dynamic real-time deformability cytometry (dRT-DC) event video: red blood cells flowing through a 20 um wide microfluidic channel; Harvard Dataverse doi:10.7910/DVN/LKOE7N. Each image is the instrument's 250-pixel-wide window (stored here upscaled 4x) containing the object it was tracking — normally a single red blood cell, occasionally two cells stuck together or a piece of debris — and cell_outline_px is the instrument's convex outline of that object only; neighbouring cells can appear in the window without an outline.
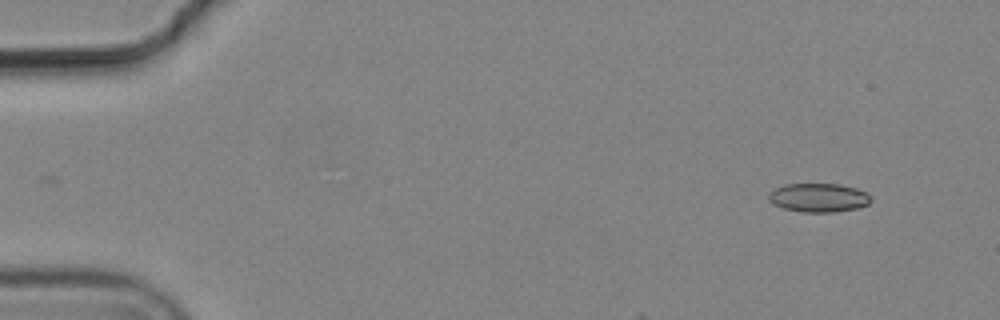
{"species": "common noctule bat (a hibernating species)", "species_latin": "Nyctalus noctula", "temperature_condition": "cold", "stored_images_in_passage": 8, "camera_frame_rate_fps": 3000, "um_per_image_px": 0.085, "animal": {"sex": "male", "body_mass_g": 19.2, "forearm_length_mm": 51.8}, "frame": {"image": 1, "passage_image": 1, "time_ms": 0.0, "image_size_px": [1000, 320], "cell_outline_px": [[872, 200], [868, 204], [856, 208], [832, 212], [804, 212], [784, 208], [772, 204], [768, 200], [768, 192], [784, 184], [840, 184], [856, 188], [868, 192]], "centroid_in_image_um": [69.57, 16.79], "position_along_channel_um": 15.4, "area_um2": 17.22}}
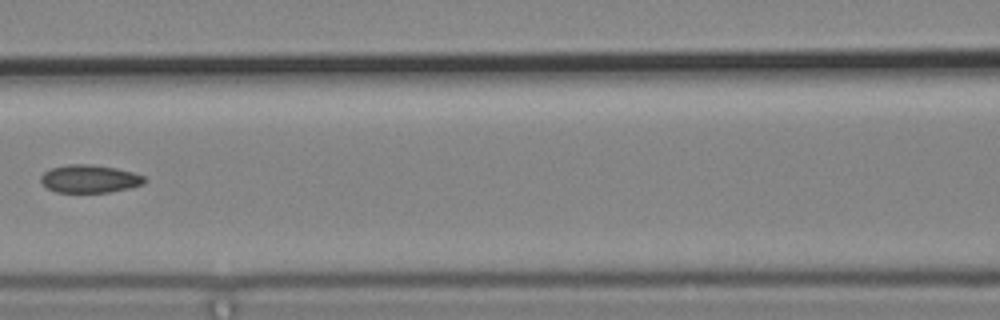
{"frame": {"image": 2, "passage_image": 7, "time_ms": 2.0, "image_size_px": [1000, 320], "cell_outline_px": [[148, 180], [144, 184], [128, 188], [108, 192], [56, 192], [48, 188], [40, 180], [40, 176], [48, 168], [68, 164], [88, 164], [116, 168], [132, 172], [144, 176]], "centroid_in_image_um": [7.61, 15.19], "position_along_channel_um": 159.0, "area_um2": 16.88}}